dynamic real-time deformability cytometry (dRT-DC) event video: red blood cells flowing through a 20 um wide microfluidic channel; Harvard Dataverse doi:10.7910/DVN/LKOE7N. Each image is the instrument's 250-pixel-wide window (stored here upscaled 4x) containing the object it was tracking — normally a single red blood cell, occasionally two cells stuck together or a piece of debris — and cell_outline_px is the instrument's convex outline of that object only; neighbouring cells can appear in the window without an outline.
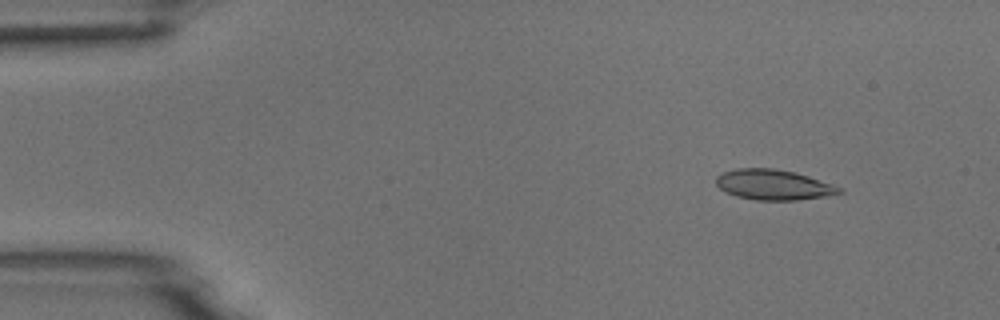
{"species": "common noctule bat (a hibernating species)", "species_latin": "Nyctalus noctula", "temperature_condition": "room temperature", "stored_images_in_passage": 5, "camera_frame_rate_fps": 3000, "um_per_image_px": 0.085, "animal": {"sex": "male", "body_mass_g": 18.8}, "frame": {"image": 1, "passage_image": 2, "time_ms": 0.333, "image_size_px": [1000, 320], "cell_outline_px": [[844, 192], [824, 196], [796, 200], [756, 200], [736, 196], [724, 192], [716, 184], [716, 176], [724, 172], [736, 168], [772, 168], [796, 172], [844, 188]], "centroid_in_image_um": [65.74, 15.7], "position_along_channel_um": 19.3, "area_um2": 21.79}}
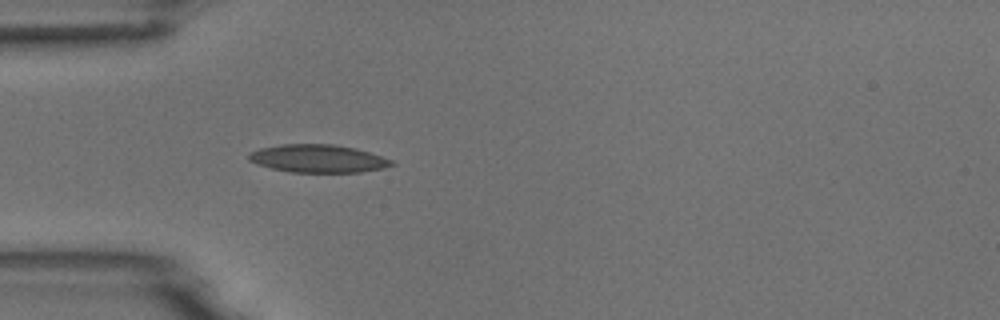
{"frame": {"image": 2, "passage_image": 5, "time_ms": 1.333, "image_size_px": [1000, 320], "cell_outline_px": [[396, 164], [384, 168], [360, 172], [288, 172], [256, 164], [248, 160], [248, 152], [260, 148], [284, 144], [332, 144], [356, 148], [392, 160]], "centroid_in_image_um": [27.01, 13.48], "position_along_channel_um": 58.0, "area_um2": 23.24}}